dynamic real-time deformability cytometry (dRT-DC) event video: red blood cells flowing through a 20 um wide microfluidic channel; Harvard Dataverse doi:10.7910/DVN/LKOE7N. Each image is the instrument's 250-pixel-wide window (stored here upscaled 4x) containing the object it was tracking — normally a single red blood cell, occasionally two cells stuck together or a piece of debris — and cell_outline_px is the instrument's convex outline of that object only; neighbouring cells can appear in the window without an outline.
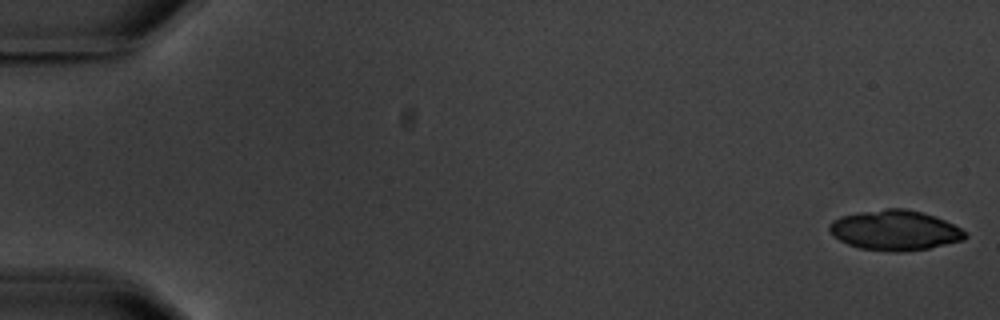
{"species": "common noctule bat (a hibernating species)", "species_latin": "Nyctalus noctula", "temperature_condition": "warm", "stored_images_in_passage": 4, "camera_frame_rate_fps": 3000, "um_per_image_px": 0.085, "animal": {"sex": "male", "body_mass_g": 20.1, "forearm_length_mm": 53.5}, "frame": {"image": 1, "passage_image": 1, "time_ms": 0.0, "image_size_px": [1000, 320], "cell_outline_px": [[968, 236], [964, 240], [928, 248], [896, 252], [892, 252], [860, 248], [848, 244], [840, 240], [828, 228], [828, 224], [832, 220], [840, 216], [860, 212], [884, 208], [904, 208], [920, 212], [944, 220], [968, 232]], "centroid_in_image_um": [76.07, 19.57], "position_along_channel_um": 8.9, "area_um2": 31.5}}